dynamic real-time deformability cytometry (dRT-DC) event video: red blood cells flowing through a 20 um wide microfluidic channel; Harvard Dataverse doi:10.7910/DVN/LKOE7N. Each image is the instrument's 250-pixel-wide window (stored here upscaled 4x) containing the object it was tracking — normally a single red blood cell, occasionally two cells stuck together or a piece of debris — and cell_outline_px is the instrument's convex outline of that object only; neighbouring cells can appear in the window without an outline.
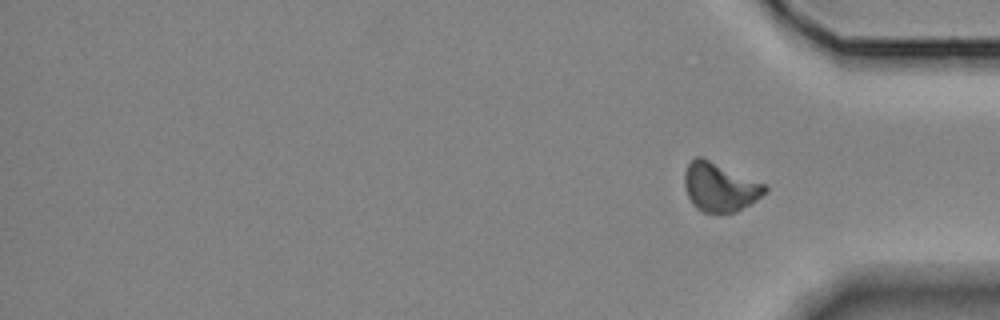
{"species": "Egyptian fruit bat (a non-hibernating species)", "species_latin": "Rousettus aegyptiacus", "temperature_condition": "room temperature", "stored_images_in_passage": 14, "segment_of_instrument_passage": [2, 2], "camera_frame_rate_fps": 3000, "um_per_image_px": 0.085, "animal": {"sex": "female"}, "frame": {"image": 1, "passage_image": 14, "time_ms": 18.333, "image_size_px": [1000, 320], "cell_outline_px": [[768, 192], [756, 200], [736, 212], [704, 212], [696, 208], [692, 204], [688, 196], [684, 184], [684, 172], [688, 164], [696, 156], [700, 156], [764, 184], [768, 188]], "centroid_in_image_um": [61.17, 15.91], "position_along_channel_um": 374.0, "area_um2": 22.54}}